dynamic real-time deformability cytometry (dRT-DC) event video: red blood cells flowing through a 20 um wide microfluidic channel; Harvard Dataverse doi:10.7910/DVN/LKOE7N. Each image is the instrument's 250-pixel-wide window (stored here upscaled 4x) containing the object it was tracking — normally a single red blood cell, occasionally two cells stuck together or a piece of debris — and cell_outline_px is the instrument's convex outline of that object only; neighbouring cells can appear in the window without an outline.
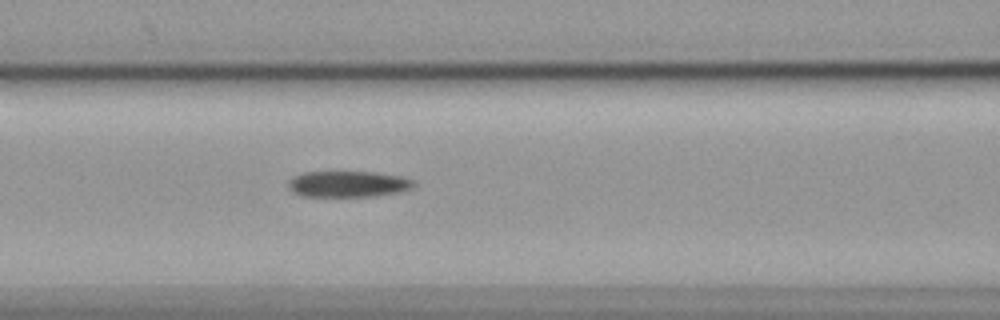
{"species": "common noctule bat (a hibernating species)", "species_latin": "Nyctalus noctula", "temperature_condition": "cold", "stored_images_in_passage": 46, "camera_frame_rate_fps": 3000, "um_per_image_px": 0.085, "animal": {"sex": "female", "body_mass_g": 19.9}, "frame": {"image": 1, "passage_image": 13, "time_ms": 4.0, "image_size_px": [1000, 320], "cell_outline_px": [[416, 184], [412, 188], [400, 192], [376, 196], [300, 196], [292, 192], [288, 188], [288, 180], [292, 176], [300, 172], [376, 172], [404, 176], [416, 180]], "centroid_in_image_um": [29.6, 15.63], "position_along_channel_um": 137.0, "area_um2": 19.54}}
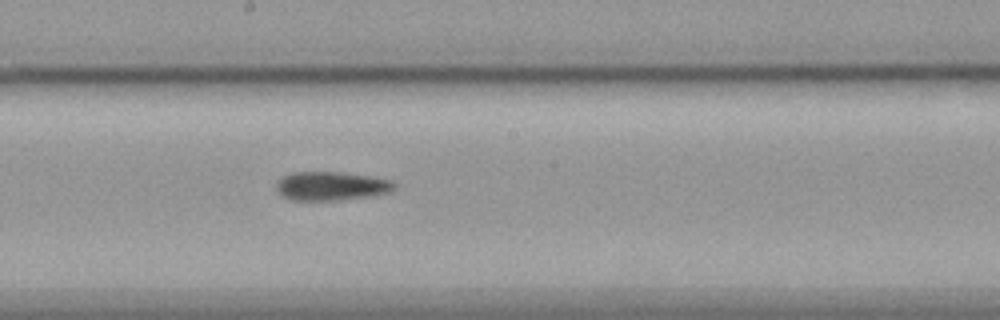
{"frame": {"image": 2, "passage_image": 20, "time_ms": 6.333, "image_size_px": [1000, 320], "cell_outline_px": [[400, 184], [392, 192], [372, 196], [336, 200], [292, 200], [284, 196], [276, 188], [276, 184], [284, 176], [292, 172], [340, 172], [376, 176], [392, 180]], "centroid_in_image_um": [28.29, 15.8], "position_along_channel_um": 219.9, "area_um2": 20.06}}
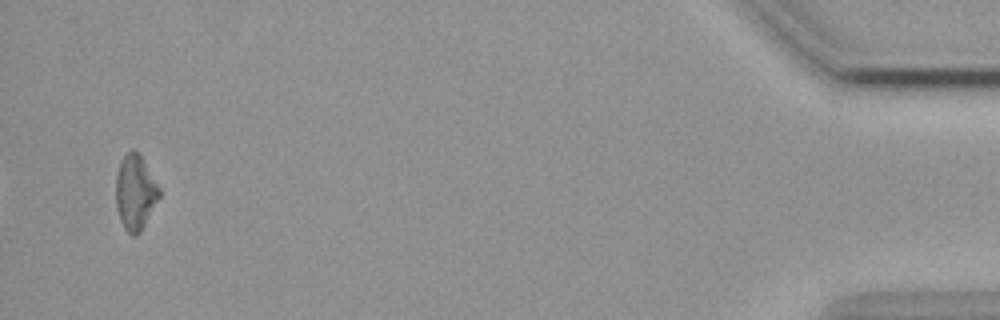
{"frame": {"image": 3, "passage_image": 44, "time_ms": 14.333, "image_size_px": [1000, 320], "cell_outline_px": [[160, 196], [140, 232], [136, 236], [132, 236], [124, 228], [120, 220], [116, 208], [116, 172], [120, 160], [132, 148], [140, 152], [160, 188]], "centroid_in_image_um": [11.49, 16.31], "position_along_channel_um": 423.7, "area_um2": 19.19}, "authors_computed_cell_mechanics": {"area_um2": 19.6809, "velocity_mm_per_s": 3.5739, "shape_relaxation_time_tau1_ms": null, "shape_relaxation_time_tau2_ms": 4.4667, "deformation_change_tau1": null, "deformation_change_tau2": 0.158}}